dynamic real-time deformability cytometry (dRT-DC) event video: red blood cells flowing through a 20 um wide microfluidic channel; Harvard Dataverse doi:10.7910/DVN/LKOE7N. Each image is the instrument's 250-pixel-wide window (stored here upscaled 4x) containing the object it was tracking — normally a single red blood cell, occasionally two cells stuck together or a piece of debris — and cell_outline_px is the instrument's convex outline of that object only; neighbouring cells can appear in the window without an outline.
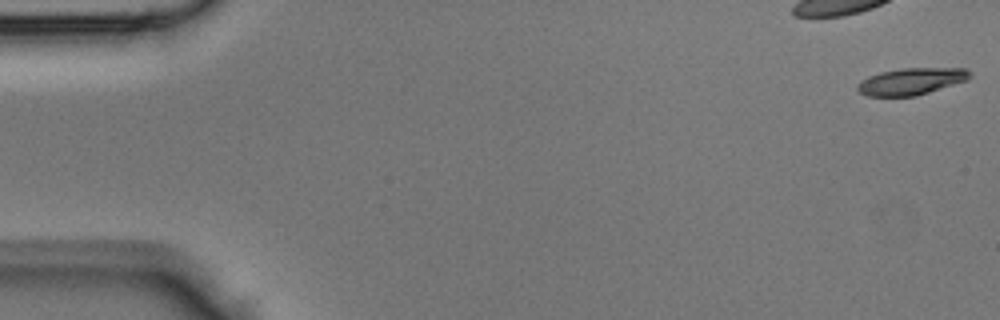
{"species": "Egyptian fruit bat (a non-hibernating species)", "species_latin": "Rousettus aegyptiacus", "temperature_condition": "room temperature", "stored_images_in_passage": 42, "camera_frame_rate_fps": 3000, "um_per_image_px": 0.085, "animal": {"sex": "male"}, "frame": {"image": 1, "passage_image": 1, "time_ms": 0.0, "image_size_px": [1000, 320], "cell_outline_px": [[972, 76], [968, 80], [916, 96], [868, 96], [860, 92], [856, 88], [856, 84], [860, 80], [868, 76], [880, 72], [900, 68], [968, 68], [972, 72]], "centroid_in_image_um": [77.47, 6.9], "position_along_channel_um": 7.5, "area_um2": 17.8}}
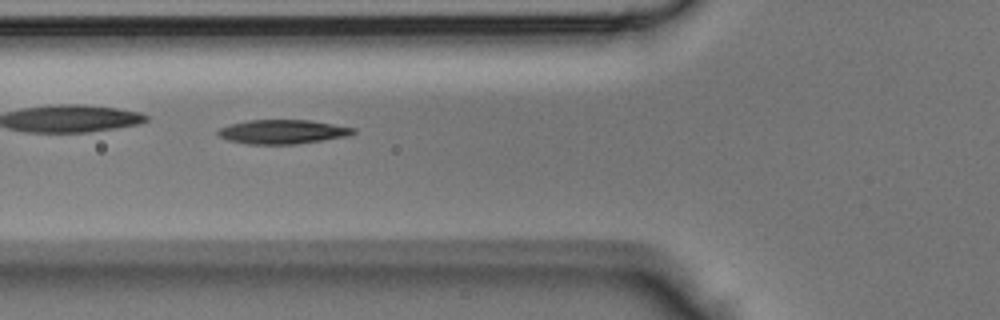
{"frame": {"image": 2, "passage_image": 16, "time_ms": 5.0, "image_size_px": [1000, 320], "cell_outline_px": [[356, 132], [348, 136], [296, 144], [248, 144], [228, 140], [220, 136], [216, 132], [220, 128], [232, 124], [248, 120], [312, 120], [356, 128]], "centroid_in_image_um": [24.05, 11.2], "position_along_channel_um": 101.7, "area_um2": 18.96}}
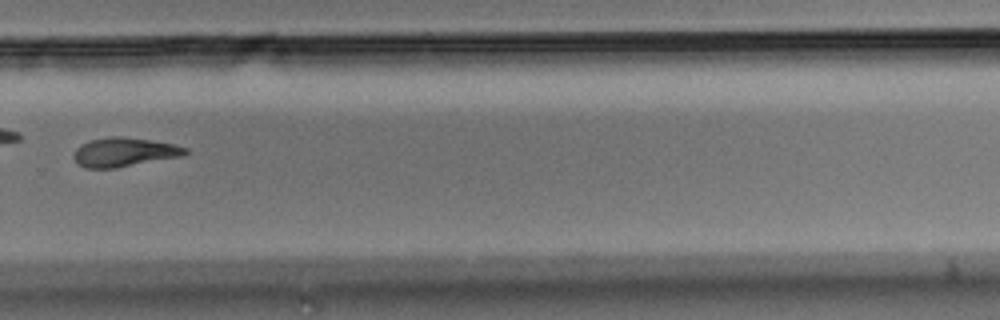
{"frame": {"image": 3, "passage_image": 30, "time_ms": 9.667, "image_size_px": [1000, 320], "cell_outline_px": [[188, 152], [184, 156], [116, 168], [84, 168], [76, 164], [72, 156], [72, 152], [80, 144], [88, 140], [108, 136], [116, 136], [148, 140], [172, 144], [188, 148]], "centroid_in_image_um": [10.49, 12.94], "position_along_channel_um": 319.3, "area_um2": 19.13}}